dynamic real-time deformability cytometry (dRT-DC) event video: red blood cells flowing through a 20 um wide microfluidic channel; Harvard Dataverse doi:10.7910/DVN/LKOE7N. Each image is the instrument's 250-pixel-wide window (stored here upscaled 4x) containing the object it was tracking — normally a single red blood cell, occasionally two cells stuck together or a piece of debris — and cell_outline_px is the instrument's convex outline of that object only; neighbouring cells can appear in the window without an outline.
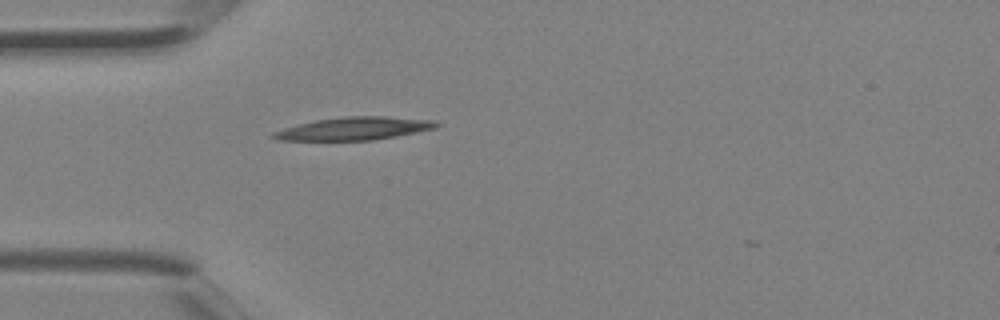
{"species": "Egyptian fruit bat (a non-hibernating species)", "species_latin": "Rousettus aegyptiacus", "temperature_condition": "room temperature", "stored_images_in_passage": 1, "camera_frame_rate_fps": 3000, "um_per_image_px": 0.085, "animal": {"sex": "female"}, "frame": {"image": 1, "passage_image": 1, "time_ms": 0.0, "image_size_px": [1000, 320], "cell_outline_px": [[440, 124], [436, 128], [416, 132], [372, 140], [276, 140], [268, 136], [272, 132], [284, 128], [316, 120], [344, 116], [384, 116], [432, 120]], "centroid_in_image_um": [30.06, 10.92], "position_along_channel_um": 54.9, "area_um2": 21.56}}